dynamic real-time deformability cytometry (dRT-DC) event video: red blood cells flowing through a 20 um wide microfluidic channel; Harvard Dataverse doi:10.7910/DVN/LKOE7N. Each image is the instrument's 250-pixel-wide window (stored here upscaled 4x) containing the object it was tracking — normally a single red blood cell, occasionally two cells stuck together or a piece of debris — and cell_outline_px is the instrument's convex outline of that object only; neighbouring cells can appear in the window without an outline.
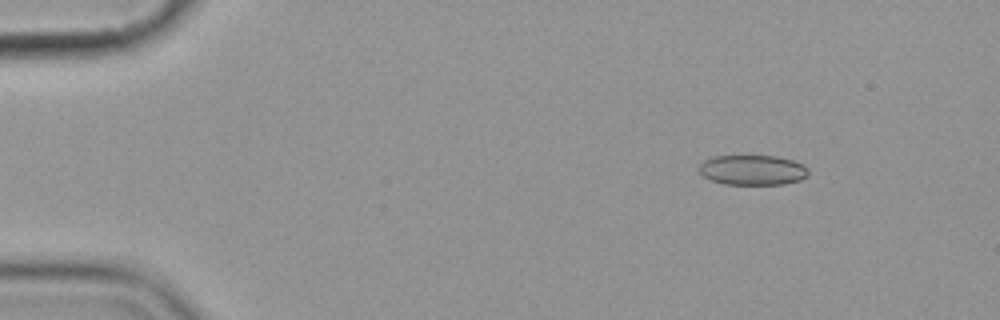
{"species": "common noctule bat (a hibernating species)", "species_latin": "Nyctalus noctula", "temperature_condition": "cold", "stored_images_in_passage": 7, "camera_frame_rate_fps": 3000, "um_per_image_px": 0.085, "animal": {"sex": "female", "body_mass_g": 19.9}, "frame": {"image": 1, "passage_image": 3, "time_ms": 2.333, "image_size_px": [1000, 320], "cell_outline_px": [[808, 176], [800, 180], [784, 184], [724, 184], [712, 180], [704, 176], [700, 172], [700, 164], [704, 160], [712, 156], [776, 156], [792, 160], [804, 164], [808, 168]], "centroid_in_image_um": [64.0, 14.45], "position_along_channel_um": 21.0, "area_um2": 19.13}}
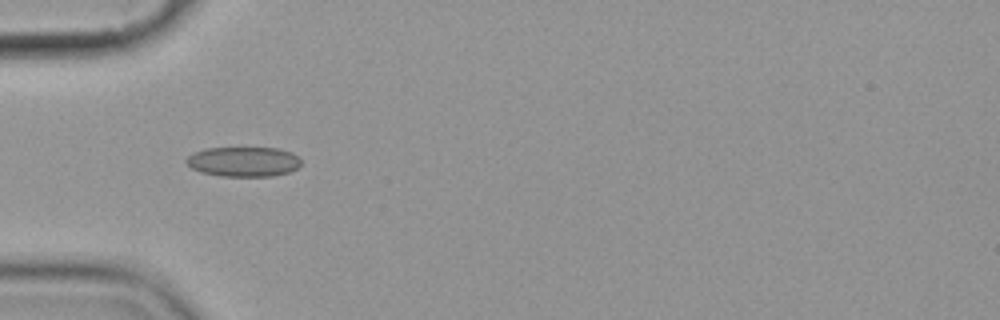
{"frame": {"image": 2, "passage_image": 6, "time_ms": 6.0, "image_size_px": [1000, 320], "cell_outline_px": [[300, 164], [296, 168], [288, 172], [272, 176], [220, 176], [200, 172], [192, 168], [184, 160], [188, 156], [204, 148], [276, 148], [292, 152], [300, 160]], "centroid_in_image_um": [20.67, 13.74], "position_along_channel_um": 64.3, "area_um2": 19.83}}
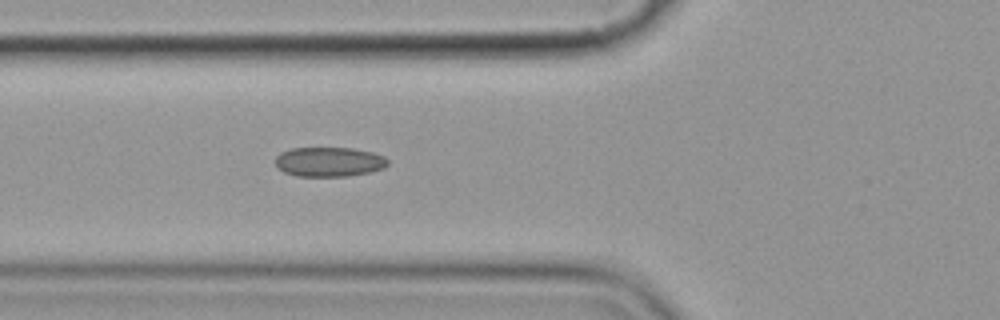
{"frame": {"image": 3, "passage_image": 7, "time_ms": 7.0, "image_size_px": [1000, 320], "cell_outline_px": [[388, 164], [384, 168], [368, 172], [348, 176], [296, 176], [284, 172], [276, 164], [276, 156], [280, 152], [292, 148], [352, 148], [372, 152], [384, 156], [388, 160]], "centroid_in_image_um": [27.98, 13.75], "position_along_channel_um": 97.8, "area_um2": 19.31}}